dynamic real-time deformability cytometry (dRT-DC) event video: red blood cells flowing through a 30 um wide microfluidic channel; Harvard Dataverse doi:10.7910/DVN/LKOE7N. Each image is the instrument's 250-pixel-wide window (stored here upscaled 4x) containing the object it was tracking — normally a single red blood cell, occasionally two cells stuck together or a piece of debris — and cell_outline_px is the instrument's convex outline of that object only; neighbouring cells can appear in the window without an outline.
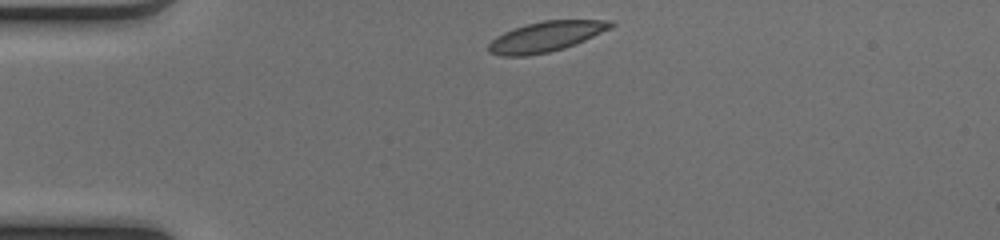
{"species": "common noctule bat (a hibernating species)", "species_latin": "Nyctalus noctula", "temperature_condition": "cold", "stored_images_in_passage": 40, "camera_frame_rate_fps": 3000, "um_per_image_px": 0.085, "animal": {"sex": "female", "body_mass_g": 17.0, "forearm_length_mm": 48.0}, "frame": {"image": 1, "passage_image": 1, "time_ms": 0.0, "image_size_px": [1000, 240], "cell_outline_px": [[616, 24], [612, 28], [584, 40], [564, 48], [548, 52], [528, 56], [500, 56], [488, 52], [488, 44], [496, 36], [504, 32], [528, 24], [544, 20], [612, 20]], "centroid_in_image_um": [46.41, 3.11], "position_along_channel_um": 38.6, "area_um2": 21.44}}
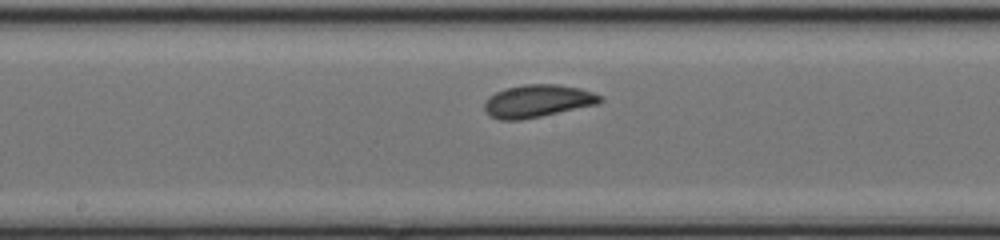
{"frame": {"image": 2, "passage_image": 16, "time_ms": 5.0, "image_size_px": [1000, 240], "cell_outline_px": [[604, 100], [600, 104], [520, 120], [500, 120], [488, 116], [484, 108], [484, 104], [488, 96], [504, 88], [524, 84], [556, 84], [580, 88], [604, 96]], "centroid_in_image_um": [45.7, 8.58], "position_along_channel_um": 202.5, "area_um2": 22.25}}
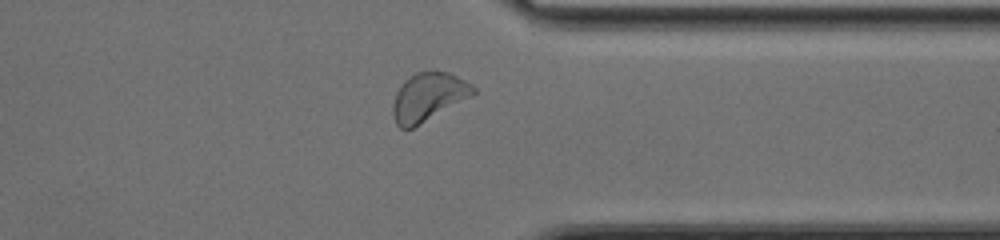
{"frame": {"image": 3, "passage_image": 29, "time_ms": 9.333, "image_size_px": [1000, 240], "cell_outline_px": [[476, 92], [412, 128], [400, 128], [396, 124], [392, 112], [392, 104], [396, 92], [404, 80], [416, 72], [448, 72], [472, 84], [476, 88]], "centroid_in_image_um": [36.35, 8.22], "position_along_channel_um": 375.0, "area_um2": 21.96}, "authors_computed_cell_mechanics": {"area_um2": 21.7906, "velocity_mm_per_s": 4.0602, "shape_relaxation_time_tau1_ms": 2.3103, "shape_relaxation_time_tau2_ms": 1.6565, "deformation_change_tau1": 0.0799, "deformation_change_tau2": 0.0712}}